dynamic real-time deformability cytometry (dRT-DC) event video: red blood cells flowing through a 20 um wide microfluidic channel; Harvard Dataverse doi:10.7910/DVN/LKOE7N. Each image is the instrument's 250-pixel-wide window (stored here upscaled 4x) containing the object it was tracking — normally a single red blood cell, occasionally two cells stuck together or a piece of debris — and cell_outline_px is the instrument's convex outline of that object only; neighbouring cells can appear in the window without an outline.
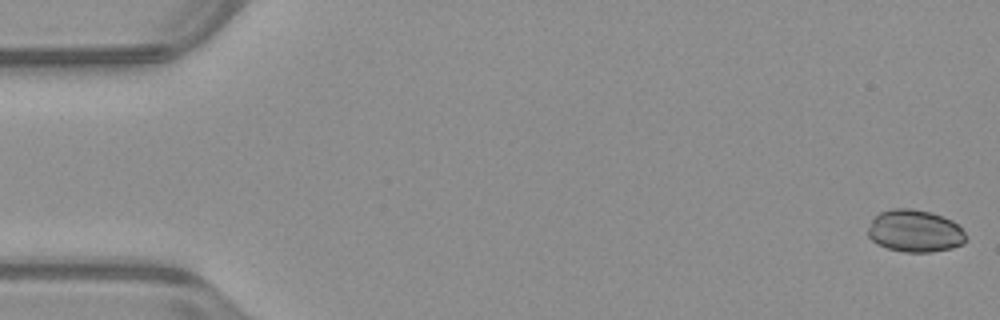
{"species": "common noctule bat (a hibernating species)", "species_latin": "Nyctalus noctula", "temperature_condition": "warm", "stored_images_in_passage": 52, "camera_frame_rate_fps": 3000, "um_per_image_px": 0.085, "animal": {"sex": "male", "body_mass_g": 23.1, "forearm_length_mm": 52.7}, "frame": {"image": 1, "passage_image": 1, "time_ms": 0.0, "image_size_px": [1000, 320], "cell_outline_px": [[968, 240], [964, 244], [952, 248], [932, 252], [904, 252], [888, 248], [876, 244], [868, 236], [868, 228], [872, 220], [880, 212], [892, 208], [912, 208], [932, 212], [952, 220], [968, 236]], "centroid_in_image_um": [77.79, 19.64], "position_along_channel_um": 7.2, "area_um2": 24.39}}
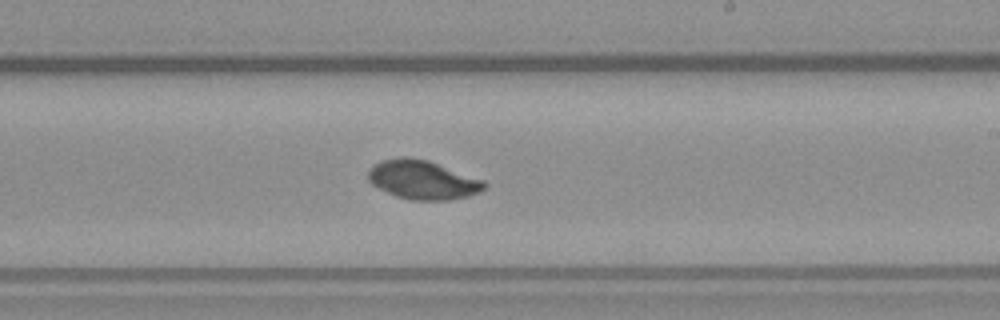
{"frame": {"image": 2, "passage_image": 31, "time_ms": 10.0, "image_size_px": [1000, 320], "cell_outline_px": [[488, 184], [484, 188], [468, 196], [448, 200], [412, 200], [396, 196], [372, 184], [368, 180], [368, 172], [380, 160], [400, 156], [408, 156], [428, 160], [484, 180]], "centroid_in_image_um": [35.92, 15.27], "position_along_channel_um": 253.1, "area_um2": 26.18}}
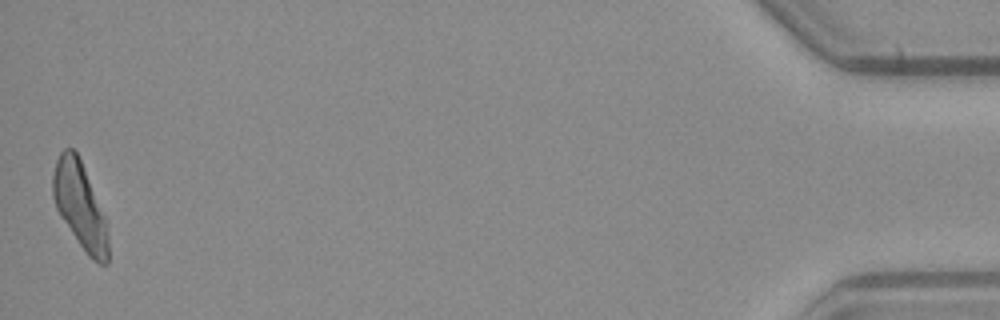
{"frame": {"image": 3, "passage_image": 52, "time_ms": 17.0, "image_size_px": [1000, 320], "cell_outline_px": [[108, 264], [100, 264], [92, 260], [88, 256], [60, 216], [56, 208], [52, 196], [52, 176], [56, 160], [60, 152], [64, 148], [72, 148], [76, 152], [80, 160], [104, 216], [108, 236]], "centroid_in_image_um": [6.77, 17.49], "position_along_channel_um": 428.4, "area_um2": 27.34}}